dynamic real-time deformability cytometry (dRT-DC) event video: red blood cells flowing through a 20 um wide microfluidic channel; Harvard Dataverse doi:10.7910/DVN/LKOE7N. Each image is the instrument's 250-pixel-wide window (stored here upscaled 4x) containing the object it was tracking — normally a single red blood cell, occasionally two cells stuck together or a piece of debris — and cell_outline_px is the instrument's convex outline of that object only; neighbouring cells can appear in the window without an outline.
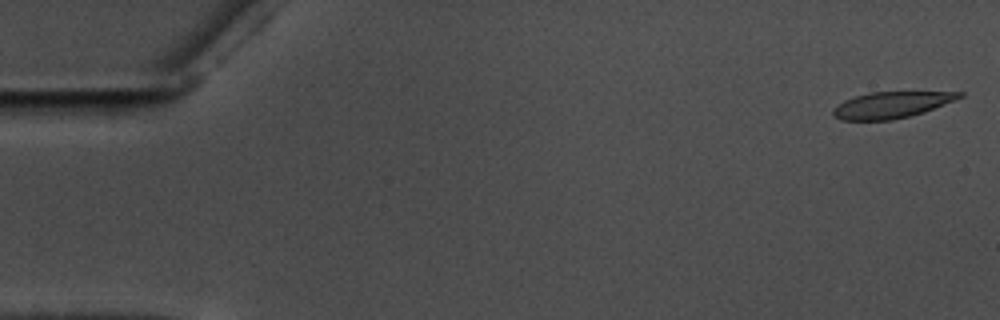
{"species": "common noctule bat (a hibernating species)", "species_latin": "Nyctalus noctula", "temperature_condition": "warm", "stored_images_in_passage": 57, "camera_frame_rate_fps": 3000, "um_per_image_px": 0.085, "animal": {"sex": "male", "body_mass_g": 17.5, "forearm_length_mm": 52.3}, "frame": {"image": 1, "passage_image": 1, "time_ms": 0.0, "image_size_px": [1000, 320], "cell_outline_px": [[964, 96], [956, 100], [924, 112], [892, 120], [840, 120], [832, 116], [832, 108], [844, 100], [856, 96], [872, 92], [964, 92]], "centroid_in_image_um": [75.75, 8.92], "position_along_channel_um": 9.3, "area_um2": 19.36}}
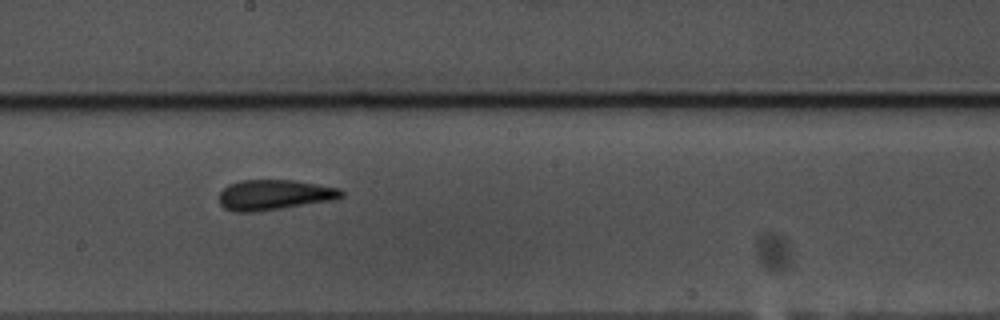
{"frame": {"image": 2, "passage_image": 31, "time_ms": 10.0, "image_size_px": [1000, 320], "cell_outline_px": [[344, 196], [332, 200], [280, 208], [252, 212], [232, 212], [224, 208], [220, 204], [220, 192], [228, 184], [240, 180], [292, 180], [340, 188], [344, 192]], "centroid_in_image_um": [23.29, 16.56], "position_along_channel_um": 224.9, "area_um2": 21.44}}
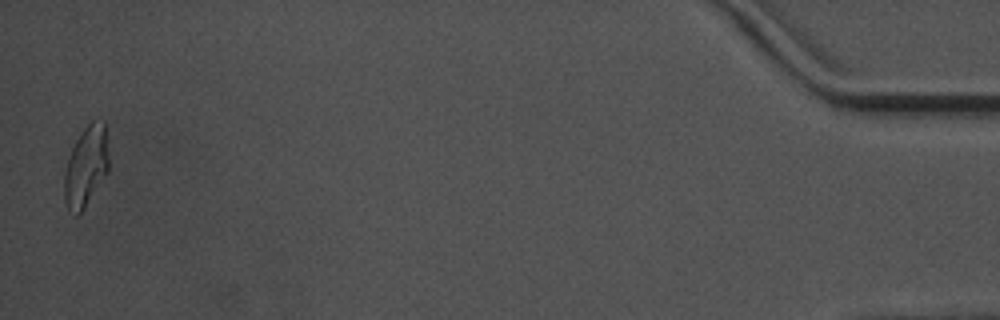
{"frame": {"image": 3, "passage_image": 56, "time_ms": 18.333, "image_size_px": [1000, 320], "cell_outline_px": [[108, 172], [84, 208], [76, 216], [68, 212], [64, 200], [64, 172], [72, 148], [80, 132], [92, 120], [104, 120], [108, 160]], "centroid_in_image_um": [7.29, 14.17], "position_along_channel_um": 427.9, "area_um2": 20.81}, "authors_computed_cell_mechanics": {"area_um2": 21.1548, "velocity_mm_per_s": 3.5517, "shape_relaxation_time_tau1_ms": 8.7413, "shape_relaxation_time_tau2_ms": 2.2647, "deformation_change_tau1": 0.2148, "deformation_change_tau2": 0.1213}}